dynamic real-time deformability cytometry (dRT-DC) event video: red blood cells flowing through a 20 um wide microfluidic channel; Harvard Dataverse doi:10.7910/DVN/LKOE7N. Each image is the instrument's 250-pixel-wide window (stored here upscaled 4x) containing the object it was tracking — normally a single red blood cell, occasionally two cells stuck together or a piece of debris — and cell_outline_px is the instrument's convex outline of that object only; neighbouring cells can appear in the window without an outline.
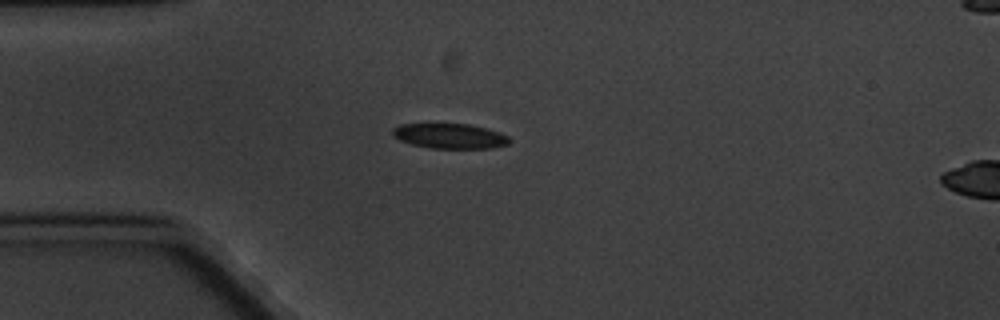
{"species": "common noctule bat (a hibernating species)", "species_latin": "Nyctalus noctula", "temperature_condition": "cold", "stored_images_in_passage": 7, "camera_frame_rate_fps": 3000, "um_per_image_px": 0.085, "animal": {"sex": "male", "body_mass_g": 20.1, "forearm_length_mm": 53.5}, "frame": {"image": 1, "passage_image": 4, "time_ms": 3.667, "image_size_px": [1000, 320], "cell_outline_px": [[512, 140], [508, 144], [492, 148], [432, 148], [412, 144], [400, 140], [392, 136], [392, 128], [400, 124], [468, 124], [488, 128], [500, 132], [508, 136]], "centroid_in_image_um": [38.26, 11.56], "position_along_channel_um": 46.7, "area_um2": 17.11}}
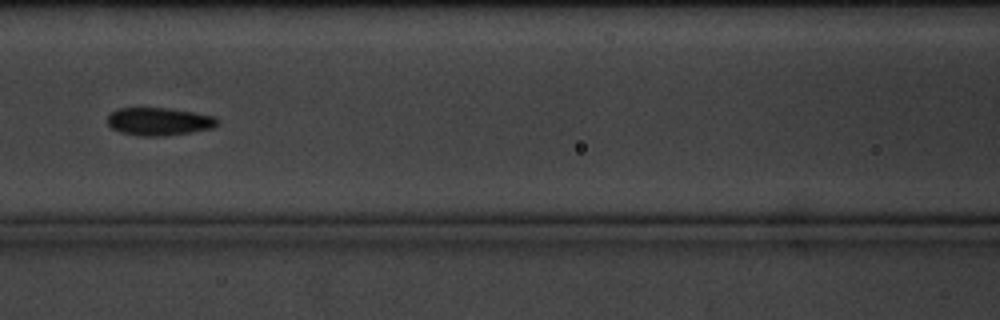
{"frame": {"image": 2, "passage_image": 7, "time_ms": 7.333, "image_size_px": [1000, 320], "cell_outline_px": [[216, 124], [212, 128], [188, 132], [160, 136], [140, 136], [120, 132], [112, 128], [108, 124], [108, 116], [116, 108], [168, 108], [216, 116]], "centroid_in_image_um": [13.47, 10.32], "position_along_channel_um": 153.1, "area_um2": 17.57}}